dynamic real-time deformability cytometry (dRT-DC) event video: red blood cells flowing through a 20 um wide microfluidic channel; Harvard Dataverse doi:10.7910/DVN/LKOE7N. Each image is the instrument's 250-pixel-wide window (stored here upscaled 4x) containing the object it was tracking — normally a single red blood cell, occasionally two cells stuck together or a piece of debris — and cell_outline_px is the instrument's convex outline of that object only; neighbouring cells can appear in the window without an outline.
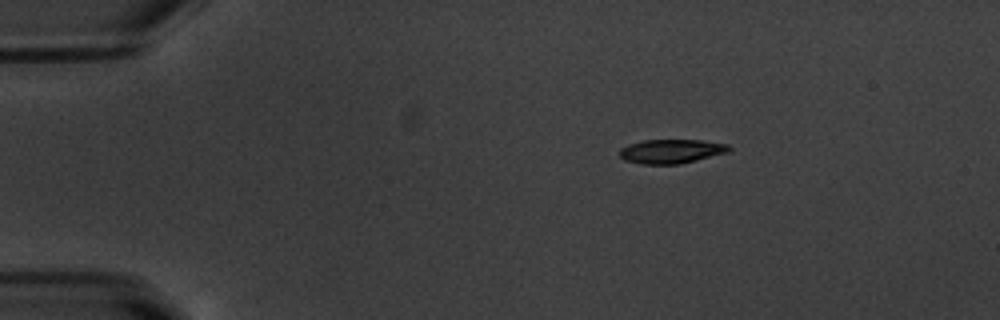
{"species": "common noctule bat (a hibernating species)", "species_latin": "Nyctalus noctula", "temperature_condition": "warm", "stored_images_in_passage": 45, "camera_frame_rate_fps": 3000, "um_per_image_px": 0.085, "animal": {"sex": "male", "body_mass_g": 20.1, "forearm_length_mm": 53.5}, "frame": {"image": 1, "passage_image": 1, "time_ms": 0.0, "image_size_px": [1000, 320], "cell_outline_px": [[732, 148], [728, 152], [680, 164], [644, 164], [624, 160], [620, 156], [620, 148], [628, 144], [644, 140], [700, 140], [728, 144]], "centroid_in_image_um": [57.06, 12.85], "position_along_channel_um": 27.9, "area_um2": 15.32}}
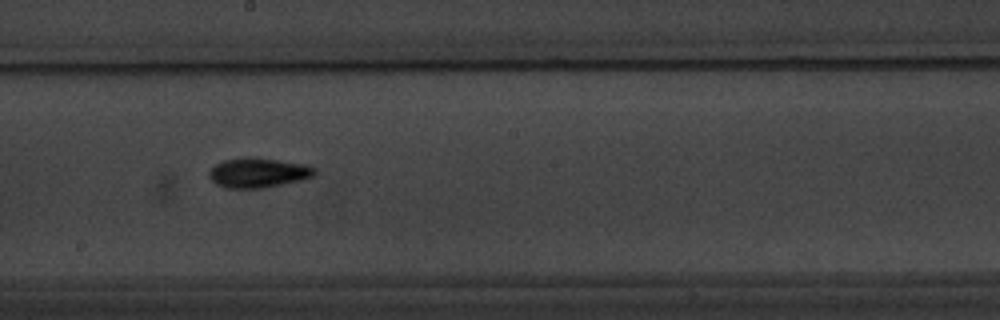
{"frame": {"image": 2, "passage_image": 22, "time_ms": 7.0, "image_size_px": [1000, 320], "cell_outline_px": [[316, 172], [312, 176], [300, 180], [264, 188], [224, 188], [216, 184], [208, 176], [208, 172], [216, 164], [224, 160], [244, 156], [252, 156], [304, 164], [316, 168]], "centroid_in_image_um": [21.91, 14.67], "position_along_channel_um": 226.3, "area_um2": 18.38}}
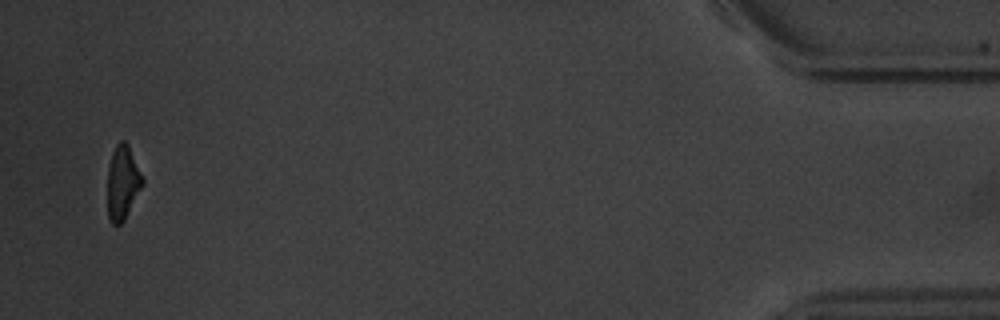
{"frame": {"image": 3, "passage_image": 44, "time_ms": 14.333, "image_size_px": [1000, 320], "cell_outline_px": [[144, 184], [124, 220], [120, 224], [112, 224], [108, 216], [108, 168], [112, 152], [116, 144], [120, 140], [124, 140], [128, 144], [144, 180]], "centroid_in_image_um": [10.43, 15.51], "position_along_channel_um": 424.8, "area_um2": 15.03}, "authors_computed_cell_mechanics": {"area_um2": 16.473, "velocity_mm_per_s": 3.7905, "shape_relaxation_time_tau1_ms": 3.0255, "shape_relaxation_time_tau2_ms": 5.2272, "deformation_change_tau1": 0.1788, "deformation_change_tau2": 0.142}}